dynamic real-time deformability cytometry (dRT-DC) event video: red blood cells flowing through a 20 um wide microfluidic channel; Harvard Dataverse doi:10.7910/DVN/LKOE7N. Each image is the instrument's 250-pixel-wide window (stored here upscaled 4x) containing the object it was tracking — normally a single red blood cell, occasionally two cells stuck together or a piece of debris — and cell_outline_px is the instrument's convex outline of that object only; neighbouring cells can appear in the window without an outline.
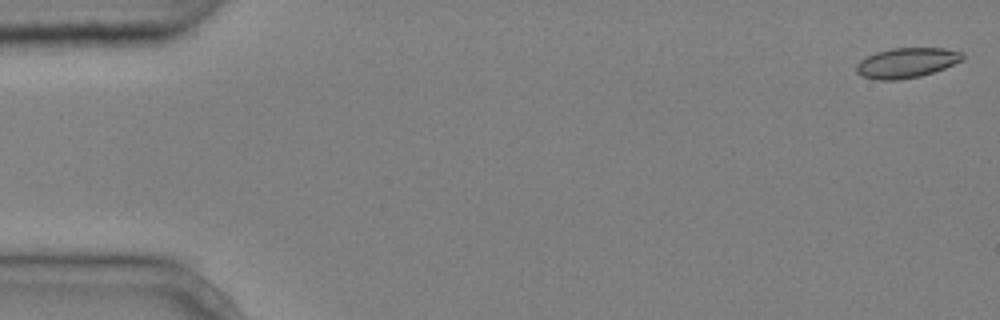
{"species": "common noctule bat (a hibernating species)", "species_latin": "Nyctalus noctula", "temperature_condition": "cold", "stored_images_in_passage": 4, "camera_frame_rate_fps": 3000, "um_per_image_px": 0.085, "animal": {"sex": "male", "body_mass_g": 20.4}, "frame": {"image": 1, "passage_image": 1, "time_ms": 0.0, "image_size_px": [1000, 320], "cell_outline_px": [[964, 60], [944, 68], [920, 76], [896, 80], [876, 80], [860, 76], [856, 72], [856, 64], [860, 60], [876, 52], [892, 48], [944, 48], [960, 52], [964, 56]], "centroid_in_image_um": [77.03, 5.34], "position_along_channel_um": 8.0, "area_um2": 18.55}}